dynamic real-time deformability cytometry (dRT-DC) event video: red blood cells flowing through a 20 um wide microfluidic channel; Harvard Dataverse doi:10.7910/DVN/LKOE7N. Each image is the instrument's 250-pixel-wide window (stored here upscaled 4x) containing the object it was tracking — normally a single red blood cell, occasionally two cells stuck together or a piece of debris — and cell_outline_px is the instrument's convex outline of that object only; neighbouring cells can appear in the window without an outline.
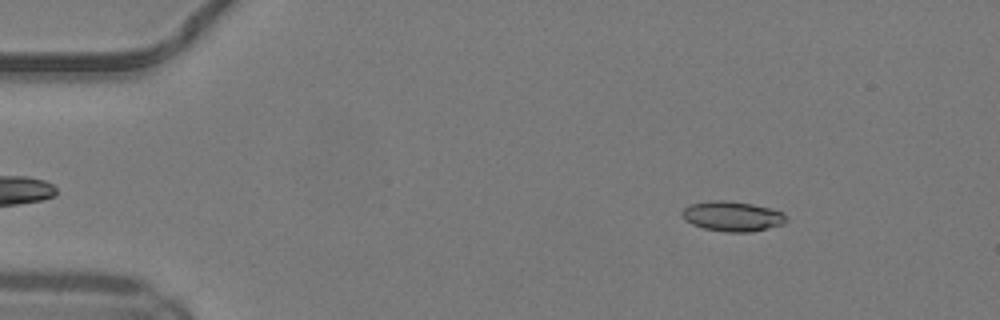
{"species": "common noctule bat (a hibernating species)", "species_latin": "Nyctalus noctula", "temperature_condition": "warm", "stored_images_in_passage": 46, "camera_frame_rate_fps": 3000, "um_per_image_px": 0.085, "animal": {"sex": "male", "body_mass_g": 19.2, "forearm_length_mm": 51.8}, "frame": {"image": 1, "passage_image": 3, "time_ms": 0.667, "image_size_px": [1000, 320], "cell_outline_px": [[788, 220], [784, 224], [752, 232], [724, 232], [704, 228], [692, 224], [684, 220], [680, 212], [684, 208], [692, 204], [716, 200], [724, 200], [752, 204], [772, 208], [780, 212]], "centroid_in_image_um": [62.24, 18.39], "position_along_channel_um": 22.8, "area_um2": 18.15}}
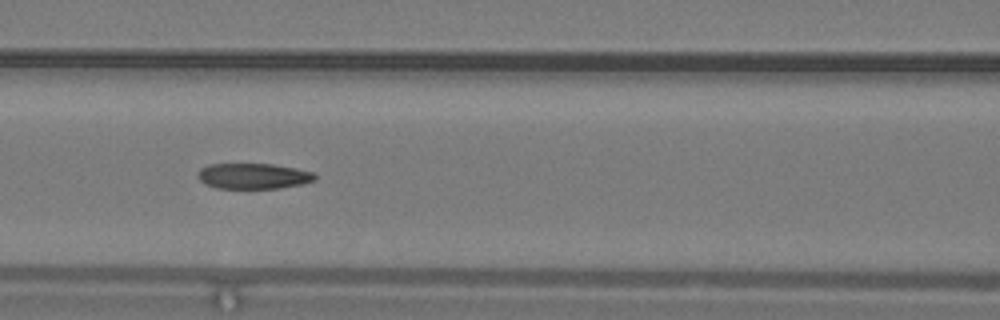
{"frame": {"image": 2, "passage_image": 18, "time_ms": 5.667, "image_size_px": [1000, 320], "cell_outline_px": [[316, 180], [300, 184], [280, 188], [216, 188], [204, 184], [196, 176], [200, 168], [208, 164], [272, 164], [296, 168], [312, 172], [316, 176]], "centroid_in_image_um": [21.49, 14.96], "position_along_channel_um": 145.1, "area_um2": 17.51}}
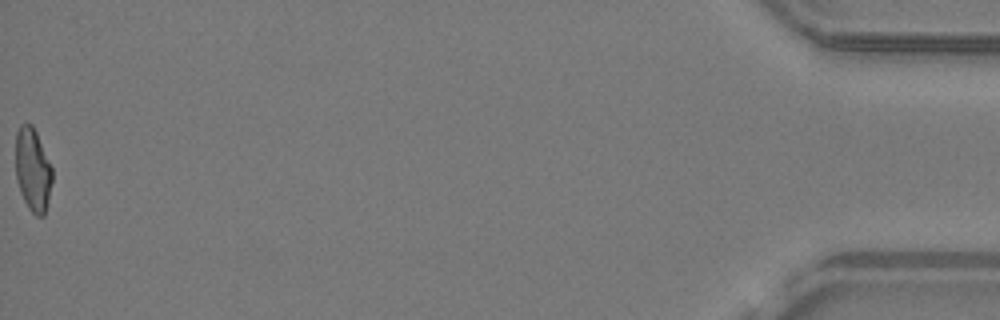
{"frame": {"image": 3, "passage_image": 46, "time_ms": 15.0, "image_size_px": [1000, 320], "cell_outline_px": [[52, 180], [48, 200], [44, 216], [36, 216], [28, 208], [20, 192], [16, 176], [16, 132], [20, 124], [32, 124], [36, 132], [52, 168]], "centroid_in_image_um": [2.78, 14.44], "position_along_channel_um": 432.4, "area_um2": 17.63}, "authors_computed_cell_mechanics": {"area_um2": 18.0914, "velocity_mm_per_s": 4.1834, "shape_relaxation_time_tau1_ms": 10.757, "shape_relaxation_time_tau2_ms": 2.4817, "deformation_change_tau1": 0.2556, "deformation_change_tau2": 0.1105}}